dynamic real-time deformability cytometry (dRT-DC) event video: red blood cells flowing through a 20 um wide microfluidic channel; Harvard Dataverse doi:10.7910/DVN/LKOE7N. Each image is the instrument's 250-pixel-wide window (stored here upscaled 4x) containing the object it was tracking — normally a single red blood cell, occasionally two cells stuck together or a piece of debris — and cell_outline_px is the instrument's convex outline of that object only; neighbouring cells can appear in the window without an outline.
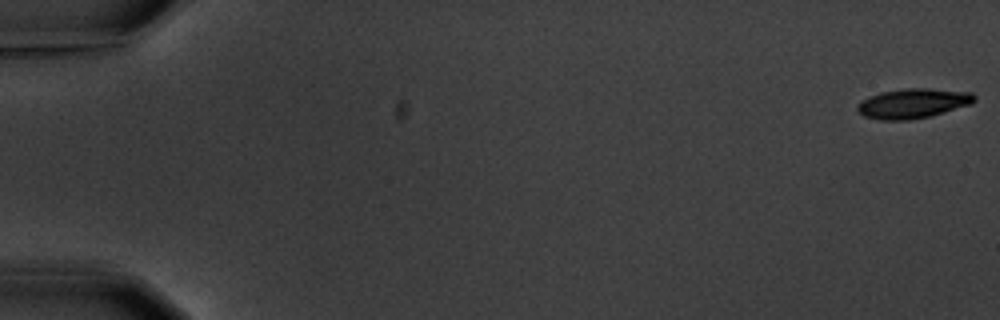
{"species": "common noctule bat (a hibernating species)", "species_latin": "Nyctalus noctula", "temperature_condition": "warm", "stored_images_in_passage": 5, "segment_of_instrument_passage": [2, 2], "camera_frame_rate_fps": 3000, "um_per_image_px": 0.085, "animal": {"sex": "male", "body_mass_g": 20.1, "forearm_length_mm": 53.5}, "frame": {"image": 1, "passage_image": 5, "time_ms": 6.333, "image_size_px": [1000, 320], "cell_outline_px": [[976, 100], [972, 104], [928, 116], [908, 120], [880, 120], [864, 116], [856, 108], [860, 100], [880, 92], [908, 88], [928, 88], [972, 92], [976, 96]], "centroid_in_image_um": [77.61, 8.78], "position_along_channel_um": 7.4, "area_um2": 20.23}}